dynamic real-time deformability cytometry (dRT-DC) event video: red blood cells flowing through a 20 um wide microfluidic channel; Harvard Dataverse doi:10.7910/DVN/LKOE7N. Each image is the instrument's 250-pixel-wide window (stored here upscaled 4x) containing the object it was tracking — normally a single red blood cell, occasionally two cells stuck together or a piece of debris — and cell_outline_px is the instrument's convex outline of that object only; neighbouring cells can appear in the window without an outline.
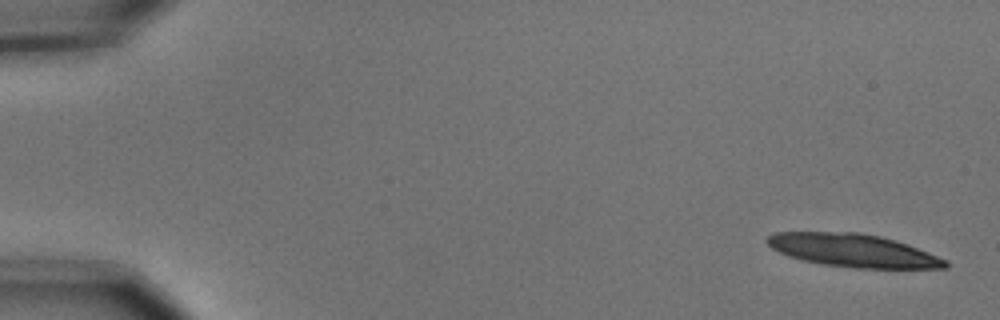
{"species": "common noctule bat (a hibernating species)", "species_latin": "Nyctalus noctula", "temperature_condition": "cold", "stored_images_in_passage": 6, "camera_frame_rate_fps": 3000, "um_per_image_px": 0.085, "animal": {"sex": "male", "body_mass_g": 15.6}, "frame": {"image": 1, "passage_image": 1, "time_ms": 0.0, "image_size_px": [1000, 320], "cell_outline_px": [[948, 268], [852, 268], [824, 264], [804, 260], [788, 256], [772, 248], [764, 240], [772, 232], [860, 232], [880, 236], [908, 244], [948, 260]], "centroid_in_image_um": [72.51, 21.28], "position_along_channel_um": 12.5, "area_um2": 34.28}}
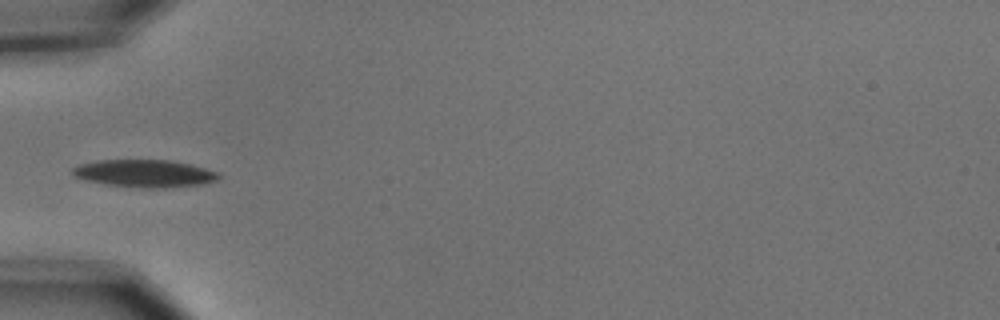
{"frame": {"image": 2, "passage_image": 6, "time_ms": 1.667, "image_size_px": [1000, 320], "cell_outline_px": [[220, 176], [216, 180], [204, 184], [164, 188], [148, 188], [108, 184], [84, 180], [76, 176], [72, 172], [72, 168], [80, 164], [100, 160], [172, 160], [220, 172]], "centroid_in_image_um": [12.32, 14.74], "position_along_channel_um": 72.7, "area_um2": 23.24}}